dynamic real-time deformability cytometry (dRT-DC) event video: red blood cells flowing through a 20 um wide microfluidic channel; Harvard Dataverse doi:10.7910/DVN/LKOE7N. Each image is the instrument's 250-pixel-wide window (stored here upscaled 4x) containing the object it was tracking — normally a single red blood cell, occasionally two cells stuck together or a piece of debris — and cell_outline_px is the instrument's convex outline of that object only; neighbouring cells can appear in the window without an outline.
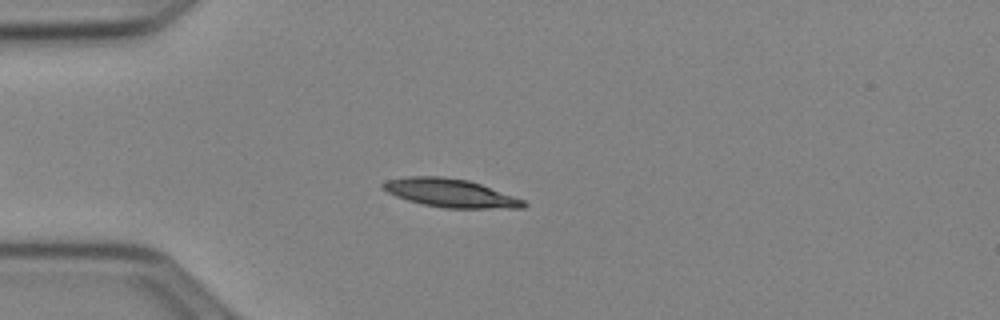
{"species": "Egyptian fruit bat (a non-hibernating species)", "species_latin": "Rousettus aegyptiacus", "temperature_condition": "cold", "stored_images_in_passage": 42, "camera_frame_rate_fps": 3000, "um_per_image_px": 0.085, "animal": {"sex": "female"}, "frame": {"image": 1, "passage_image": 8, "time_ms": 2.333, "image_size_px": [1000, 320], "cell_outline_px": [[528, 204], [524, 208], [444, 208], [424, 204], [408, 200], [396, 196], [388, 192], [380, 184], [388, 180], [408, 176], [440, 176], [468, 180], [480, 184], [524, 200]], "centroid_in_image_um": [38.29, 16.41], "position_along_channel_um": 46.7, "area_um2": 22.95}}
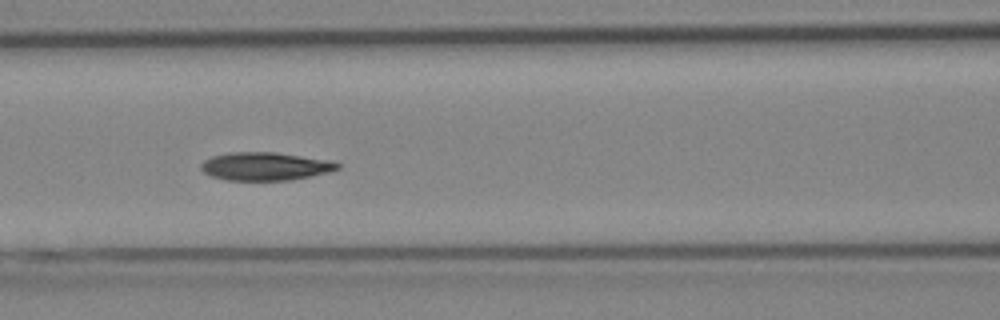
{"frame": {"image": 2, "passage_image": 17, "time_ms": 5.333, "image_size_px": [1000, 320], "cell_outline_px": [[340, 168], [328, 172], [312, 176], [292, 180], [224, 180], [212, 176], [204, 172], [200, 168], [200, 164], [204, 160], [212, 156], [228, 152], [276, 152], [324, 160], [340, 164]], "centroid_in_image_um": [22.48, 14.14], "position_along_channel_um": 144.1, "area_um2": 22.25}}
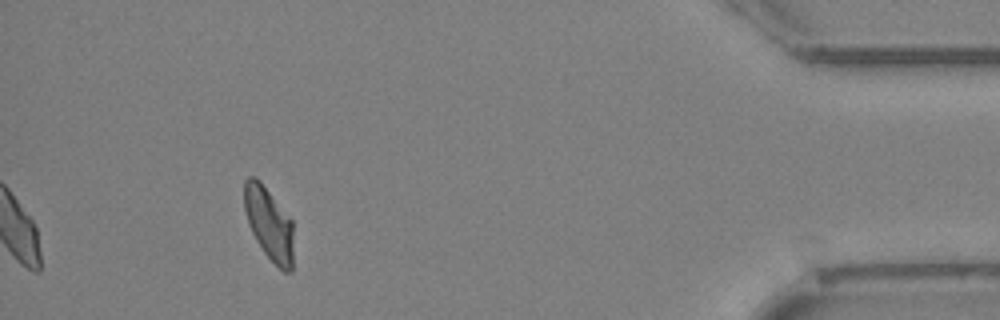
{"frame": {"image": 3, "passage_image": 42, "time_ms": 13.667, "image_size_px": [1000, 320], "cell_outline_px": [[292, 272], [284, 272], [264, 252], [256, 240], [248, 224], [244, 208], [244, 180], [248, 176], [256, 176], [260, 180], [292, 220]], "centroid_in_image_um": [22.84, 18.96], "position_along_channel_um": 412.4, "area_um2": 20.75}, "authors_computed_cell_mechanics": {"area_um2": 21.9351, "velocity_mm_per_s": 3.9099, "shape_relaxation_time_tau1_ms": null, "shape_relaxation_time_tau2_ms": 2.4656, "deformation_change_tau1": null, "deformation_change_tau2": 0.0686}}